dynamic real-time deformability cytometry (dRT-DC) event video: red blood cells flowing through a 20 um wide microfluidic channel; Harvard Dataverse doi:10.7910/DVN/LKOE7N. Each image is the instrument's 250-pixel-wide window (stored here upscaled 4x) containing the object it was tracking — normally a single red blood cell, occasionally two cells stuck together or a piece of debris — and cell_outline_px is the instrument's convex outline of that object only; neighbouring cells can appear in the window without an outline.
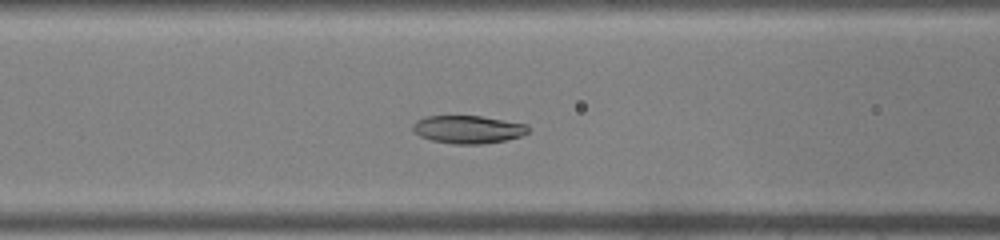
{"species": "common noctule bat (a hibernating species)", "species_latin": "Nyctalus noctula", "temperature_condition": "warm", "stored_images_in_passage": 40, "camera_frame_rate_fps": 3000, "um_per_image_px": 0.085, "animal": {"sex": "male", "body_mass_g": 19.0, "forearm_length_mm": 50.8}, "frame": {"image": 1, "passage_image": 14, "time_ms": 4.333, "image_size_px": [1000, 240], "cell_outline_px": [[528, 132], [520, 136], [504, 140], [484, 144], [452, 144], [432, 140], [420, 136], [412, 128], [412, 124], [416, 120], [424, 116], [480, 116], [528, 124]], "centroid_in_image_um": [39.76, 11.0], "position_along_channel_um": 126.8, "area_um2": 18.73}}
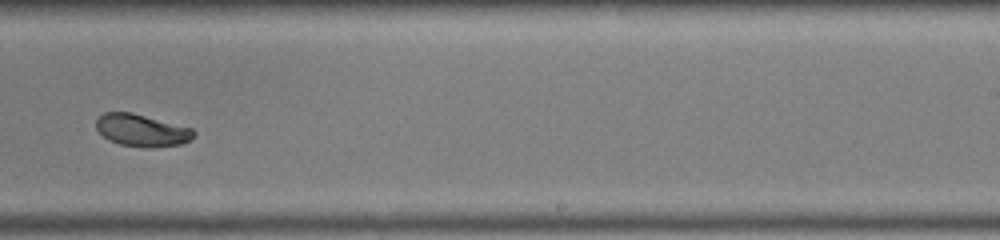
{"frame": {"image": 2, "passage_image": 24, "time_ms": 7.667, "image_size_px": [1000, 240], "cell_outline_px": [[196, 136], [180, 144], [152, 148], [120, 144], [108, 140], [96, 128], [96, 120], [104, 112], [132, 112], [192, 128], [196, 132]], "centroid_in_image_um": [12.06, 11.07], "position_along_channel_um": 276.9, "area_um2": 18.26}}
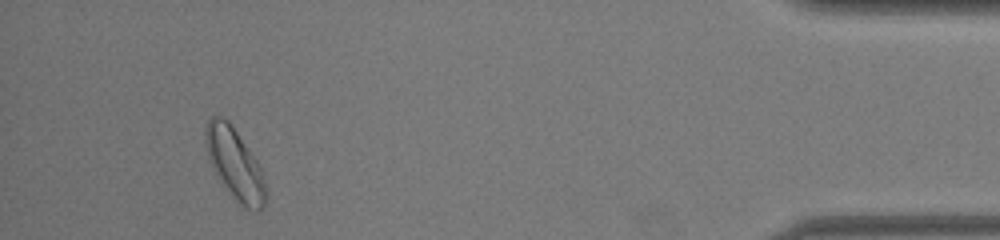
{"frame": {"image": 3, "passage_image": 37, "time_ms": 12.0, "image_size_px": [1000, 240], "cell_outline_px": [[268, 196], [260, 212], [256, 212], [240, 204], [228, 192], [216, 176], [212, 168], [208, 156], [204, 140], [204, 128], [208, 120], [212, 116], [220, 116], [228, 120], [232, 124], [260, 164]], "centroid_in_image_um": [19.96, 13.93], "position_along_channel_um": 415.2, "area_um2": 25.43}}